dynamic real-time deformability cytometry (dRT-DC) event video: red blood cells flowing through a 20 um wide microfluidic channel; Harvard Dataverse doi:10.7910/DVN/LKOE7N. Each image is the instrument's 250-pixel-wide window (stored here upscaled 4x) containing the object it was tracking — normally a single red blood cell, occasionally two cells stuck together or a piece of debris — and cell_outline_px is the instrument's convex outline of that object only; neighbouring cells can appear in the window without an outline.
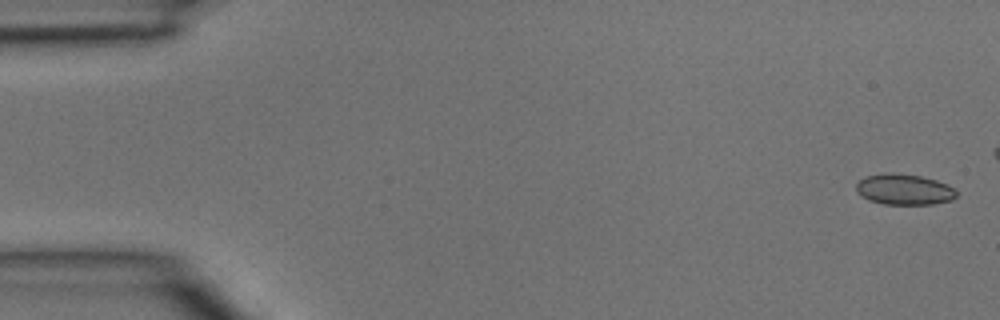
{"species": "common noctule bat (a hibernating species)", "species_latin": "Nyctalus noctula", "temperature_condition": "room temperature", "stored_images_in_passage": 5, "camera_frame_rate_fps": 3000, "um_per_image_px": 0.085, "animal": {"sex": "male", "body_mass_g": 15.6}, "frame": {"image": 1, "passage_image": 1, "time_ms": 0.0, "image_size_px": [1000, 320], "cell_outline_px": [[956, 196], [952, 200], [932, 204], [884, 204], [868, 200], [860, 196], [856, 192], [856, 184], [860, 180], [868, 176], [884, 172], [892, 172], [920, 176], [936, 180], [948, 184], [956, 192]], "centroid_in_image_um": [76.82, 16.1], "position_along_channel_um": 8.2, "area_um2": 18.03}}
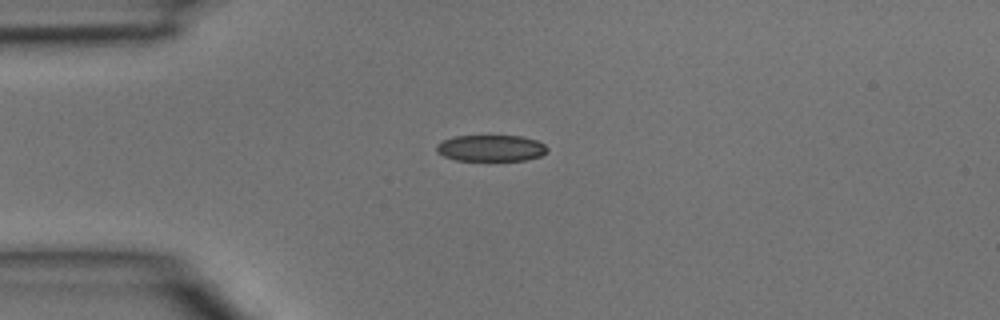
{"frame": {"image": 2, "passage_image": 5, "time_ms": 1.333, "image_size_px": [1000, 320], "cell_outline_px": [[548, 152], [540, 156], [524, 160], [456, 160], [444, 156], [436, 152], [436, 144], [452, 136], [524, 136], [536, 140], [544, 144], [548, 148]], "centroid_in_image_um": [41.73, 12.58], "position_along_channel_um": 43.3, "area_um2": 17.05}}